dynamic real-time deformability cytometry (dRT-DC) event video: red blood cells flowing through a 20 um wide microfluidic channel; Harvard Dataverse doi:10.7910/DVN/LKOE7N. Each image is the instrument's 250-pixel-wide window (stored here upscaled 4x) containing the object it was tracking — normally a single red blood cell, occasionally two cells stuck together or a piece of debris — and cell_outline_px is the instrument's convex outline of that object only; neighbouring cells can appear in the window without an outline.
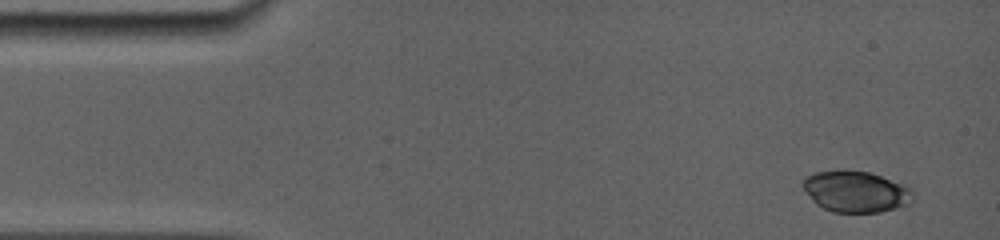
{"species": "common noctule bat (a hibernating species)", "species_latin": "Nyctalus noctula", "temperature_condition": "room temperature", "stored_images_in_passage": 4, "camera_frame_rate_fps": 5000, "um_per_image_px": 0.085, "animal": {"sex": "female", "body_mass_g": 19.0, "forearm_length_mm": 56.7}, "frame": {"image": 1, "passage_image": 1, "time_ms": 0.0, "image_size_px": [1000, 240], "cell_outline_px": [[912, 204], [880, 212], [832, 212], [816, 204], [812, 200], [800, 184], [800, 180], [804, 176], [816, 172], [868, 172], [904, 184], [912, 188]], "centroid_in_image_um": [72.74, 16.31], "position_along_channel_um": 12.3, "area_um2": 26.24}}
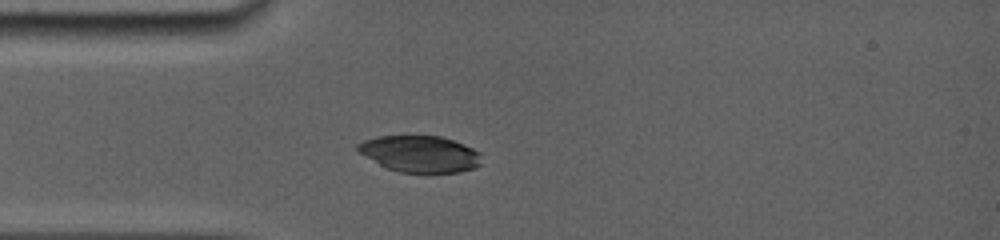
{"frame": {"image": 2, "passage_image": 4, "time_ms": 3.4, "image_size_px": [1000, 240], "cell_outline_px": [[480, 164], [476, 168], [460, 172], [400, 172], [388, 168], [356, 152], [356, 144], [364, 140], [376, 136], [440, 136], [464, 144], [480, 152]], "centroid_in_image_um": [35.68, 13.07], "position_along_channel_um": 49.3, "area_um2": 26.3}}